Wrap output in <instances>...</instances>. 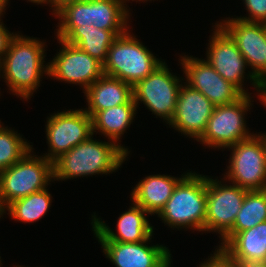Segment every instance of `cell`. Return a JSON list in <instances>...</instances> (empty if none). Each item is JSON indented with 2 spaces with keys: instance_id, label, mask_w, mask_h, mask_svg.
Masks as SVG:
<instances>
[{
  "instance_id": "obj_1",
  "label": "cell",
  "mask_w": 266,
  "mask_h": 267,
  "mask_svg": "<svg viewBox=\"0 0 266 267\" xmlns=\"http://www.w3.org/2000/svg\"><path fill=\"white\" fill-rule=\"evenodd\" d=\"M20 34L15 33L4 54L1 77L12 94L27 101L40 87L42 76L48 77L49 63L44 61L47 56L44 40Z\"/></svg>"
},
{
  "instance_id": "obj_2",
  "label": "cell",
  "mask_w": 266,
  "mask_h": 267,
  "mask_svg": "<svg viewBox=\"0 0 266 267\" xmlns=\"http://www.w3.org/2000/svg\"><path fill=\"white\" fill-rule=\"evenodd\" d=\"M93 135L53 161V181L116 172L129 156L119 145Z\"/></svg>"
},
{
  "instance_id": "obj_3",
  "label": "cell",
  "mask_w": 266,
  "mask_h": 267,
  "mask_svg": "<svg viewBox=\"0 0 266 267\" xmlns=\"http://www.w3.org/2000/svg\"><path fill=\"white\" fill-rule=\"evenodd\" d=\"M188 173L177 183L172 196L157 214L173 228L205 233L207 175Z\"/></svg>"
},
{
  "instance_id": "obj_4",
  "label": "cell",
  "mask_w": 266,
  "mask_h": 267,
  "mask_svg": "<svg viewBox=\"0 0 266 267\" xmlns=\"http://www.w3.org/2000/svg\"><path fill=\"white\" fill-rule=\"evenodd\" d=\"M162 63L161 58L158 59L128 30L112 42L103 64V72L133 87Z\"/></svg>"
},
{
  "instance_id": "obj_5",
  "label": "cell",
  "mask_w": 266,
  "mask_h": 267,
  "mask_svg": "<svg viewBox=\"0 0 266 267\" xmlns=\"http://www.w3.org/2000/svg\"><path fill=\"white\" fill-rule=\"evenodd\" d=\"M30 149L18 162L0 172V213L13 201L48 188L53 162Z\"/></svg>"
},
{
  "instance_id": "obj_6",
  "label": "cell",
  "mask_w": 266,
  "mask_h": 267,
  "mask_svg": "<svg viewBox=\"0 0 266 267\" xmlns=\"http://www.w3.org/2000/svg\"><path fill=\"white\" fill-rule=\"evenodd\" d=\"M228 147L227 182L248 191L266 189V141L261 132Z\"/></svg>"
},
{
  "instance_id": "obj_7",
  "label": "cell",
  "mask_w": 266,
  "mask_h": 267,
  "mask_svg": "<svg viewBox=\"0 0 266 267\" xmlns=\"http://www.w3.org/2000/svg\"><path fill=\"white\" fill-rule=\"evenodd\" d=\"M251 94H245L237 102L215 106L202 136L197 140L204 147L227 149L254 135L246 125L245 115L252 107ZM247 127V128H246Z\"/></svg>"
},
{
  "instance_id": "obj_8",
  "label": "cell",
  "mask_w": 266,
  "mask_h": 267,
  "mask_svg": "<svg viewBox=\"0 0 266 267\" xmlns=\"http://www.w3.org/2000/svg\"><path fill=\"white\" fill-rule=\"evenodd\" d=\"M166 64L164 61L150 75L133 86V99L137 109L140 103H143L156 118L159 117L169 124L184 82L181 81L182 77L171 73Z\"/></svg>"
},
{
  "instance_id": "obj_9",
  "label": "cell",
  "mask_w": 266,
  "mask_h": 267,
  "mask_svg": "<svg viewBox=\"0 0 266 267\" xmlns=\"http://www.w3.org/2000/svg\"><path fill=\"white\" fill-rule=\"evenodd\" d=\"M214 33L209 39L206 61L227 81L238 87L244 94H249L245 90L244 80H250L251 85L257 91L258 100L262 104V92L264 86L248 71L246 74L247 64L236 43L230 36L215 23ZM247 76V77H245ZM245 78V79H244Z\"/></svg>"
},
{
  "instance_id": "obj_10",
  "label": "cell",
  "mask_w": 266,
  "mask_h": 267,
  "mask_svg": "<svg viewBox=\"0 0 266 267\" xmlns=\"http://www.w3.org/2000/svg\"><path fill=\"white\" fill-rule=\"evenodd\" d=\"M45 127L49 148L43 156L52 162L94 135L92 117L83 108L53 113Z\"/></svg>"
},
{
  "instance_id": "obj_11",
  "label": "cell",
  "mask_w": 266,
  "mask_h": 267,
  "mask_svg": "<svg viewBox=\"0 0 266 267\" xmlns=\"http://www.w3.org/2000/svg\"><path fill=\"white\" fill-rule=\"evenodd\" d=\"M212 178L207 176L205 232L218 233L221 240L233 228L248 190Z\"/></svg>"
},
{
  "instance_id": "obj_12",
  "label": "cell",
  "mask_w": 266,
  "mask_h": 267,
  "mask_svg": "<svg viewBox=\"0 0 266 267\" xmlns=\"http://www.w3.org/2000/svg\"><path fill=\"white\" fill-rule=\"evenodd\" d=\"M179 57L186 78L183 77L182 81L204 94L214 106L232 104L245 95L238 87L225 80L205 59L185 54Z\"/></svg>"
},
{
  "instance_id": "obj_13",
  "label": "cell",
  "mask_w": 266,
  "mask_h": 267,
  "mask_svg": "<svg viewBox=\"0 0 266 267\" xmlns=\"http://www.w3.org/2000/svg\"><path fill=\"white\" fill-rule=\"evenodd\" d=\"M217 24L236 43L251 74L266 85V24L228 17Z\"/></svg>"
},
{
  "instance_id": "obj_14",
  "label": "cell",
  "mask_w": 266,
  "mask_h": 267,
  "mask_svg": "<svg viewBox=\"0 0 266 267\" xmlns=\"http://www.w3.org/2000/svg\"><path fill=\"white\" fill-rule=\"evenodd\" d=\"M58 54L49 63L48 76L57 81L76 84L85 91L103 74V64L78 47L61 39Z\"/></svg>"
},
{
  "instance_id": "obj_15",
  "label": "cell",
  "mask_w": 266,
  "mask_h": 267,
  "mask_svg": "<svg viewBox=\"0 0 266 267\" xmlns=\"http://www.w3.org/2000/svg\"><path fill=\"white\" fill-rule=\"evenodd\" d=\"M214 107L204 94L184 83L180 88L169 127L197 141L206 129Z\"/></svg>"
},
{
  "instance_id": "obj_16",
  "label": "cell",
  "mask_w": 266,
  "mask_h": 267,
  "mask_svg": "<svg viewBox=\"0 0 266 267\" xmlns=\"http://www.w3.org/2000/svg\"><path fill=\"white\" fill-rule=\"evenodd\" d=\"M153 235L139 243L98 241L115 267H171L172 255L164 245H148Z\"/></svg>"
},
{
  "instance_id": "obj_17",
  "label": "cell",
  "mask_w": 266,
  "mask_h": 267,
  "mask_svg": "<svg viewBox=\"0 0 266 267\" xmlns=\"http://www.w3.org/2000/svg\"><path fill=\"white\" fill-rule=\"evenodd\" d=\"M92 214V231L98 241H116L121 243H139L146 241L154 233V227L149 223L146 216L148 212L134 202L128 211L119 215L117 220V231L111 229L101 218Z\"/></svg>"
},
{
  "instance_id": "obj_18",
  "label": "cell",
  "mask_w": 266,
  "mask_h": 267,
  "mask_svg": "<svg viewBox=\"0 0 266 267\" xmlns=\"http://www.w3.org/2000/svg\"><path fill=\"white\" fill-rule=\"evenodd\" d=\"M181 177L171 175H149L140 180L131 192V200L139 205L149 215H157L165 206L173 194L177 183L187 174Z\"/></svg>"
},
{
  "instance_id": "obj_19",
  "label": "cell",
  "mask_w": 266,
  "mask_h": 267,
  "mask_svg": "<svg viewBox=\"0 0 266 267\" xmlns=\"http://www.w3.org/2000/svg\"><path fill=\"white\" fill-rule=\"evenodd\" d=\"M83 93L88 104L83 109L93 117L98 111L128 103L133 98V87L118 78L103 74Z\"/></svg>"
},
{
  "instance_id": "obj_20",
  "label": "cell",
  "mask_w": 266,
  "mask_h": 267,
  "mask_svg": "<svg viewBox=\"0 0 266 267\" xmlns=\"http://www.w3.org/2000/svg\"><path fill=\"white\" fill-rule=\"evenodd\" d=\"M136 111L137 106L133 98L126 104L98 111L92 117L93 134L101 133V136L103 135L110 141L115 142L129 154V148L123 146L119 142H121L120 139H122V135H124L132 124L137 113Z\"/></svg>"
},
{
  "instance_id": "obj_21",
  "label": "cell",
  "mask_w": 266,
  "mask_h": 267,
  "mask_svg": "<svg viewBox=\"0 0 266 267\" xmlns=\"http://www.w3.org/2000/svg\"><path fill=\"white\" fill-rule=\"evenodd\" d=\"M128 30H104L86 25L75 27L64 39L66 43L78 47L104 64L112 42Z\"/></svg>"
},
{
  "instance_id": "obj_22",
  "label": "cell",
  "mask_w": 266,
  "mask_h": 267,
  "mask_svg": "<svg viewBox=\"0 0 266 267\" xmlns=\"http://www.w3.org/2000/svg\"><path fill=\"white\" fill-rule=\"evenodd\" d=\"M223 249L237 262H265L266 221L237 233Z\"/></svg>"
},
{
  "instance_id": "obj_23",
  "label": "cell",
  "mask_w": 266,
  "mask_h": 267,
  "mask_svg": "<svg viewBox=\"0 0 266 267\" xmlns=\"http://www.w3.org/2000/svg\"><path fill=\"white\" fill-rule=\"evenodd\" d=\"M266 221V189L247 191L233 228L220 240L223 248L237 233Z\"/></svg>"
},
{
  "instance_id": "obj_24",
  "label": "cell",
  "mask_w": 266,
  "mask_h": 267,
  "mask_svg": "<svg viewBox=\"0 0 266 267\" xmlns=\"http://www.w3.org/2000/svg\"><path fill=\"white\" fill-rule=\"evenodd\" d=\"M129 10L124 0H91L92 25L104 30H128Z\"/></svg>"
},
{
  "instance_id": "obj_25",
  "label": "cell",
  "mask_w": 266,
  "mask_h": 267,
  "mask_svg": "<svg viewBox=\"0 0 266 267\" xmlns=\"http://www.w3.org/2000/svg\"><path fill=\"white\" fill-rule=\"evenodd\" d=\"M52 195L47 188L32 193L24 198L11 202L1 213L0 218L8 211L10 218L24 223H34L48 212Z\"/></svg>"
},
{
  "instance_id": "obj_26",
  "label": "cell",
  "mask_w": 266,
  "mask_h": 267,
  "mask_svg": "<svg viewBox=\"0 0 266 267\" xmlns=\"http://www.w3.org/2000/svg\"><path fill=\"white\" fill-rule=\"evenodd\" d=\"M1 123L0 120V172L18 162L33 148L20 133Z\"/></svg>"
},
{
  "instance_id": "obj_27",
  "label": "cell",
  "mask_w": 266,
  "mask_h": 267,
  "mask_svg": "<svg viewBox=\"0 0 266 267\" xmlns=\"http://www.w3.org/2000/svg\"><path fill=\"white\" fill-rule=\"evenodd\" d=\"M59 19L57 39L63 40L75 27L91 25V0H80L62 8L56 15Z\"/></svg>"
},
{
  "instance_id": "obj_28",
  "label": "cell",
  "mask_w": 266,
  "mask_h": 267,
  "mask_svg": "<svg viewBox=\"0 0 266 267\" xmlns=\"http://www.w3.org/2000/svg\"><path fill=\"white\" fill-rule=\"evenodd\" d=\"M243 2L249 15L237 16V19L266 24V0H243Z\"/></svg>"
},
{
  "instance_id": "obj_29",
  "label": "cell",
  "mask_w": 266,
  "mask_h": 267,
  "mask_svg": "<svg viewBox=\"0 0 266 267\" xmlns=\"http://www.w3.org/2000/svg\"><path fill=\"white\" fill-rule=\"evenodd\" d=\"M199 267H238V262L234 260L223 248L216 247L213 254L208 256Z\"/></svg>"
},
{
  "instance_id": "obj_30",
  "label": "cell",
  "mask_w": 266,
  "mask_h": 267,
  "mask_svg": "<svg viewBox=\"0 0 266 267\" xmlns=\"http://www.w3.org/2000/svg\"><path fill=\"white\" fill-rule=\"evenodd\" d=\"M2 17L0 16V61L3 60L4 54L8 50L9 43L15 32L7 30L3 23Z\"/></svg>"
},
{
  "instance_id": "obj_31",
  "label": "cell",
  "mask_w": 266,
  "mask_h": 267,
  "mask_svg": "<svg viewBox=\"0 0 266 267\" xmlns=\"http://www.w3.org/2000/svg\"><path fill=\"white\" fill-rule=\"evenodd\" d=\"M77 1L80 0H49V7H51L50 9L53 10L52 15L54 14L55 16L66 5L75 3Z\"/></svg>"
},
{
  "instance_id": "obj_32",
  "label": "cell",
  "mask_w": 266,
  "mask_h": 267,
  "mask_svg": "<svg viewBox=\"0 0 266 267\" xmlns=\"http://www.w3.org/2000/svg\"><path fill=\"white\" fill-rule=\"evenodd\" d=\"M238 267H266L265 262L249 261V262H238Z\"/></svg>"
},
{
  "instance_id": "obj_33",
  "label": "cell",
  "mask_w": 266,
  "mask_h": 267,
  "mask_svg": "<svg viewBox=\"0 0 266 267\" xmlns=\"http://www.w3.org/2000/svg\"><path fill=\"white\" fill-rule=\"evenodd\" d=\"M9 1H10V0H7V5H8V3H9ZM28 1H29V2H32V3H35V4H37V5H39V4H40V5H41V4H44V5L47 4V5H48V4H49V0H27V2H28Z\"/></svg>"
},
{
  "instance_id": "obj_34",
  "label": "cell",
  "mask_w": 266,
  "mask_h": 267,
  "mask_svg": "<svg viewBox=\"0 0 266 267\" xmlns=\"http://www.w3.org/2000/svg\"><path fill=\"white\" fill-rule=\"evenodd\" d=\"M7 9V0H0V11L6 13L5 10Z\"/></svg>"
},
{
  "instance_id": "obj_35",
  "label": "cell",
  "mask_w": 266,
  "mask_h": 267,
  "mask_svg": "<svg viewBox=\"0 0 266 267\" xmlns=\"http://www.w3.org/2000/svg\"><path fill=\"white\" fill-rule=\"evenodd\" d=\"M124 1H125V2L127 1V2H128V1H130V0H124ZM132 1H136V2H138V1H139V2H140V1H142V2L144 1V2H145V1H146V2H147V1H149V0H132ZM150 1H152V0H150ZM153 1H154V0H153Z\"/></svg>"
},
{
  "instance_id": "obj_36",
  "label": "cell",
  "mask_w": 266,
  "mask_h": 267,
  "mask_svg": "<svg viewBox=\"0 0 266 267\" xmlns=\"http://www.w3.org/2000/svg\"><path fill=\"white\" fill-rule=\"evenodd\" d=\"M262 135H263V137H264V139L266 141V133H263Z\"/></svg>"
},
{
  "instance_id": "obj_37",
  "label": "cell",
  "mask_w": 266,
  "mask_h": 267,
  "mask_svg": "<svg viewBox=\"0 0 266 267\" xmlns=\"http://www.w3.org/2000/svg\"><path fill=\"white\" fill-rule=\"evenodd\" d=\"M0 76H1V61H0ZM1 93V92H0Z\"/></svg>"
},
{
  "instance_id": "obj_38",
  "label": "cell",
  "mask_w": 266,
  "mask_h": 267,
  "mask_svg": "<svg viewBox=\"0 0 266 267\" xmlns=\"http://www.w3.org/2000/svg\"><path fill=\"white\" fill-rule=\"evenodd\" d=\"M1 262H2V261H1V256H0V267L3 265Z\"/></svg>"
}]
</instances>
